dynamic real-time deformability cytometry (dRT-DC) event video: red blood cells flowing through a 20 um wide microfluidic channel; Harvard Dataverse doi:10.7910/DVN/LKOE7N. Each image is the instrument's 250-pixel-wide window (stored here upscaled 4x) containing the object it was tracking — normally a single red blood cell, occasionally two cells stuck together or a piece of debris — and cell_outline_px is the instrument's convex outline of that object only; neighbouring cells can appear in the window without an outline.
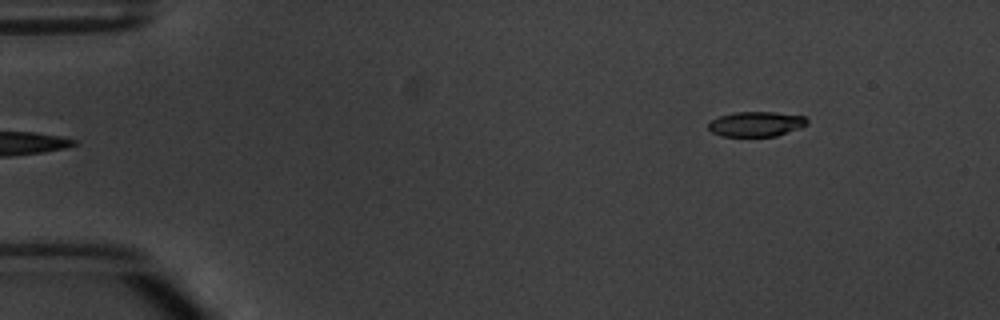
{"species": "common noctule bat (a hibernating species)", "species_latin": "Nyctalus noctula", "temperature_condition": "warm", "stored_images_in_passage": 4, "camera_frame_rate_fps": 3000, "um_per_image_px": 0.085, "animal": {"sex": "male", "body_mass_g": 20.1, "forearm_length_mm": 53.5}, "frame": {"image": 1, "passage_image": 4, "time_ms": 3.667, "image_size_px": [1000, 320], "cell_outline_px": [[808, 124], [800, 128], [776, 136], [720, 136], [712, 132], [708, 128], [708, 124], [712, 120], [720, 116], [736, 112], [772, 112], [804, 116], [808, 120]], "centroid_in_image_um": [64.28, 10.54], "position_along_channel_um": 20.7, "area_um2": 14.28}}